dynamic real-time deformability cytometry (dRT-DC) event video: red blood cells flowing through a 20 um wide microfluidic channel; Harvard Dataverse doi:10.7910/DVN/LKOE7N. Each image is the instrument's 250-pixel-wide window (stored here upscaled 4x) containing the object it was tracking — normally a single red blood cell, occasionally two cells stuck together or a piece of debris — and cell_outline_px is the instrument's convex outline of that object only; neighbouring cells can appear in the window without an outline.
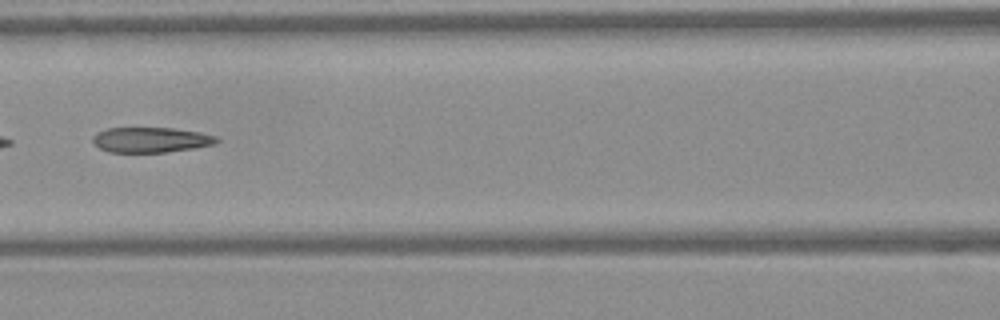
{"species": "Egyptian fruit bat (a non-hibernating species)", "species_latin": "Rousettus aegyptiacus", "temperature_condition": "warm", "stored_images_in_passage": 30, "camera_frame_rate_fps": 3000, "um_per_image_px": 0.085, "frame": {"image": 1, "passage_image": 22, "time_ms": 7.0, "image_size_px": [1000, 320], "cell_outline_px": [[220, 140], [212, 144], [196, 148], [168, 152], [108, 152], [100, 148], [92, 140], [92, 136], [96, 132], [108, 128], [172, 128], [200, 132], [216, 136]], "centroid_in_image_um": [12.82, 11.88], "position_along_channel_um": 153.8, "area_um2": 18.21}}